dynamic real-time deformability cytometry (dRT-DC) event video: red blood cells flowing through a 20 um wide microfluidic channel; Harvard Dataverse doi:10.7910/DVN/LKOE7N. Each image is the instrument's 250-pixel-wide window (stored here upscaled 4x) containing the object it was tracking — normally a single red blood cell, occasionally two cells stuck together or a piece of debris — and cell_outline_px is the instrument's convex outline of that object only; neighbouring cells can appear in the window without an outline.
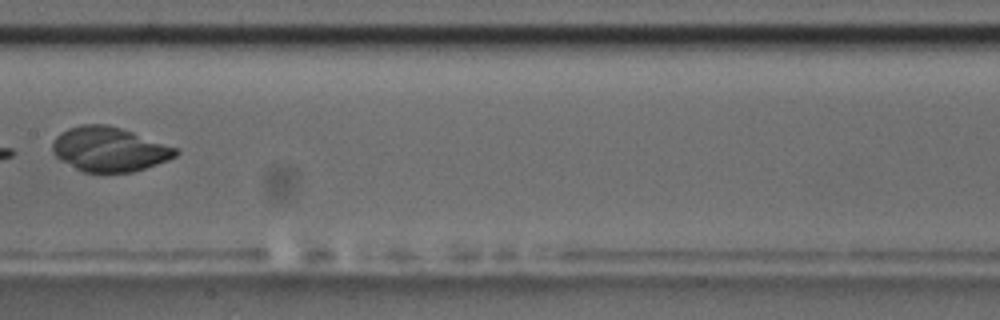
{"species": "common noctule bat (a hibernating species)", "species_latin": "Nyctalus noctula", "temperature_condition": "room temperature", "stored_images_in_passage": 14, "camera_frame_rate_fps": 3000, "um_per_image_px": 0.085, "animal": {"sex": "male", "body_mass_g": 17.5, "forearm_length_mm": 52.3}, "frame": {"image": 1, "passage_image": 7, "time_ms": 7.0, "image_size_px": [1000, 320], "cell_outline_px": [[180, 152], [176, 156], [168, 160], [132, 172], [84, 172], [60, 160], [52, 152], [52, 144], [56, 136], [60, 132], [68, 128], [84, 124], [108, 124], [132, 132], [176, 148]], "centroid_in_image_um": [9.26, 12.68], "position_along_channel_um": 198.1, "area_um2": 31.67}}